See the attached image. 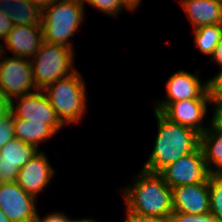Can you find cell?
Listing matches in <instances>:
<instances>
[{"mask_svg": "<svg viewBox=\"0 0 222 222\" xmlns=\"http://www.w3.org/2000/svg\"><path fill=\"white\" fill-rule=\"evenodd\" d=\"M154 115L158 121V134L149 159L142 169L160 173L168 165L195 151L200 146V134L170 121L159 111L154 110Z\"/></svg>", "mask_w": 222, "mask_h": 222, "instance_id": "cell-1", "label": "cell"}, {"mask_svg": "<svg viewBox=\"0 0 222 222\" xmlns=\"http://www.w3.org/2000/svg\"><path fill=\"white\" fill-rule=\"evenodd\" d=\"M134 183L121 188L126 214L143 216H170L173 213L172 188L159 173L140 171Z\"/></svg>", "mask_w": 222, "mask_h": 222, "instance_id": "cell-2", "label": "cell"}, {"mask_svg": "<svg viewBox=\"0 0 222 222\" xmlns=\"http://www.w3.org/2000/svg\"><path fill=\"white\" fill-rule=\"evenodd\" d=\"M84 6L77 0H52L42 10L43 40L73 49L70 37L84 21Z\"/></svg>", "mask_w": 222, "mask_h": 222, "instance_id": "cell-3", "label": "cell"}, {"mask_svg": "<svg viewBox=\"0 0 222 222\" xmlns=\"http://www.w3.org/2000/svg\"><path fill=\"white\" fill-rule=\"evenodd\" d=\"M86 85L77 70L48 85L45 93L58 118L65 125L78 123L87 109Z\"/></svg>", "mask_w": 222, "mask_h": 222, "instance_id": "cell-4", "label": "cell"}, {"mask_svg": "<svg viewBox=\"0 0 222 222\" xmlns=\"http://www.w3.org/2000/svg\"><path fill=\"white\" fill-rule=\"evenodd\" d=\"M74 53L73 49L66 46L43 41L36 55L30 60L37 90H43L57 80L74 73Z\"/></svg>", "mask_w": 222, "mask_h": 222, "instance_id": "cell-5", "label": "cell"}, {"mask_svg": "<svg viewBox=\"0 0 222 222\" xmlns=\"http://www.w3.org/2000/svg\"><path fill=\"white\" fill-rule=\"evenodd\" d=\"M5 54L6 49H4L1 44L0 59ZM0 88L3 90V93L9 102L18 97L32 94L37 91L33 79L31 61L29 59L15 56L1 59ZM30 90H32V92Z\"/></svg>", "mask_w": 222, "mask_h": 222, "instance_id": "cell-6", "label": "cell"}, {"mask_svg": "<svg viewBox=\"0 0 222 222\" xmlns=\"http://www.w3.org/2000/svg\"><path fill=\"white\" fill-rule=\"evenodd\" d=\"M159 174L170 188L209 182L211 175L200 146L165 167Z\"/></svg>", "mask_w": 222, "mask_h": 222, "instance_id": "cell-7", "label": "cell"}, {"mask_svg": "<svg viewBox=\"0 0 222 222\" xmlns=\"http://www.w3.org/2000/svg\"><path fill=\"white\" fill-rule=\"evenodd\" d=\"M208 104H212V99H185L158 102L154 110L161 112L170 121L191 128L201 135L208 129L203 126Z\"/></svg>", "mask_w": 222, "mask_h": 222, "instance_id": "cell-8", "label": "cell"}, {"mask_svg": "<svg viewBox=\"0 0 222 222\" xmlns=\"http://www.w3.org/2000/svg\"><path fill=\"white\" fill-rule=\"evenodd\" d=\"M17 102L15 103V101ZM16 104V105H15ZM10 112L16 117L30 122L48 124L56 133L65 126L42 90L24 95L10 102Z\"/></svg>", "mask_w": 222, "mask_h": 222, "instance_id": "cell-9", "label": "cell"}, {"mask_svg": "<svg viewBox=\"0 0 222 222\" xmlns=\"http://www.w3.org/2000/svg\"><path fill=\"white\" fill-rule=\"evenodd\" d=\"M36 200L16 182L0 183V209L11 222H34L38 214Z\"/></svg>", "mask_w": 222, "mask_h": 222, "instance_id": "cell-10", "label": "cell"}, {"mask_svg": "<svg viewBox=\"0 0 222 222\" xmlns=\"http://www.w3.org/2000/svg\"><path fill=\"white\" fill-rule=\"evenodd\" d=\"M39 149L17 138L0 149V183L16 182L20 168L31 160Z\"/></svg>", "mask_w": 222, "mask_h": 222, "instance_id": "cell-11", "label": "cell"}, {"mask_svg": "<svg viewBox=\"0 0 222 222\" xmlns=\"http://www.w3.org/2000/svg\"><path fill=\"white\" fill-rule=\"evenodd\" d=\"M54 174L55 170L50 165L47 156L39 151L20 168L16 183L23 191L37 198L36 196L48 187Z\"/></svg>", "mask_w": 222, "mask_h": 222, "instance_id": "cell-12", "label": "cell"}, {"mask_svg": "<svg viewBox=\"0 0 222 222\" xmlns=\"http://www.w3.org/2000/svg\"><path fill=\"white\" fill-rule=\"evenodd\" d=\"M198 75L180 70L172 74L166 82L167 96L159 102H176L185 99H212L209 80L202 84Z\"/></svg>", "mask_w": 222, "mask_h": 222, "instance_id": "cell-13", "label": "cell"}, {"mask_svg": "<svg viewBox=\"0 0 222 222\" xmlns=\"http://www.w3.org/2000/svg\"><path fill=\"white\" fill-rule=\"evenodd\" d=\"M173 212L199 215L210 212L208 182L172 188Z\"/></svg>", "mask_w": 222, "mask_h": 222, "instance_id": "cell-14", "label": "cell"}, {"mask_svg": "<svg viewBox=\"0 0 222 222\" xmlns=\"http://www.w3.org/2000/svg\"><path fill=\"white\" fill-rule=\"evenodd\" d=\"M43 31L41 25H14L4 40L6 49H9L15 57L31 60L43 43Z\"/></svg>", "mask_w": 222, "mask_h": 222, "instance_id": "cell-15", "label": "cell"}, {"mask_svg": "<svg viewBox=\"0 0 222 222\" xmlns=\"http://www.w3.org/2000/svg\"><path fill=\"white\" fill-rule=\"evenodd\" d=\"M180 2L194 29L222 24V4L218 0H181Z\"/></svg>", "mask_w": 222, "mask_h": 222, "instance_id": "cell-16", "label": "cell"}, {"mask_svg": "<svg viewBox=\"0 0 222 222\" xmlns=\"http://www.w3.org/2000/svg\"><path fill=\"white\" fill-rule=\"evenodd\" d=\"M210 122V127L200 135V147L210 173L222 175V128Z\"/></svg>", "mask_w": 222, "mask_h": 222, "instance_id": "cell-17", "label": "cell"}, {"mask_svg": "<svg viewBox=\"0 0 222 222\" xmlns=\"http://www.w3.org/2000/svg\"><path fill=\"white\" fill-rule=\"evenodd\" d=\"M0 10L8 14L13 25H41L42 10L26 0H0Z\"/></svg>", "mask_w": 222, "mask_h": 222, "instance_id": "cell-18", "label": "cell"}, {"mask_svg": "<svg viewBox=\"0 0 222 222\" xmlns=\"http://www.w3.org/2000/svg\"><path fill=\"white\" fill-rule=\"evenodd\" d=\"M15 138L36 146L39 149L41 142L50 139L57 133L46 123L30 122L29 120L16 118L13 115Z\"/></svg>", "mask_w": 222, "mask_h": 222, "instance_id": "cell-19", "label": "cell"}, {"mask_svg": "<svg viewBox=\"0 0 222 222\" xmlns=\"http://www.w3.org/2000/svg\"><path fill=\"white\" fill-rule=\"evenodd\" d=\"M194 43L202 54L213 55L222 35V24L207 25L194 29Z\"/></svg>", "mask_w": 222, "mask_h": 222, "instance_id": "cell-20", "label": "cell"}, {"mask_svg": "<svg viewBox=\"0 0 222 222\" xmlns=\"http://www.w3.org/2000/svg\"><path fill=\"white\" fill-rule=\"evenodd\" d=\"M210 213L222 222V175L211 174L209 177Z\"/></svg>", "mask_w": 222, "mask_h": 222, "instance_id": "cell-21", "label": "cell"}, {"mask_svg": "<svg viewBox=\"0 0 222 222\" xmlns=\"http://www.w3.org/2000/svg\"><path fill=\"white\" fill-rule=\"evenodd\" d=\"M89 4L115 18H117L118 13L122 11L123 8L133 12L136 10L127 0H92Z\"/></svg>", "mask_w": 222, "mask_h": 222, "instance_id": "cell-22", "label": "cell"}, {"mask_svg": "<svg viewBox=\"0 0 222 222\" xmlns=\"http://www.w3.org/2000/svg\"><path fill=\"white\" fill-rule=\"evenodd\" d=\"M15 138L14 135V121L13 114L9 111L1 120H0V149Z\"/></svg>", "mask_w": 222, "mask_h": 222, "instance_id": "cell-23", "label": "cell"}, {"mask_svg": "<svg viewBox=\"0 0 222 222\" xmlns=\"http://www.w3.org/2000/svg\"><path fill=\"white\" fill-rule=\"evenodd\" d=\"M170 218L172 222H219L210 212L199 215L173 212Z\"/></svg>", "mask_w": 222, "mask_h": 222, "instance_id": "cell-24", "label": "cell"}, {"mask_svg": "<svg viewBox=\"0 0 222 222\" xmlns=\"http://www.w3.org/2000/svg\"><path fill=\"white\" fill-rule=\"evenodd\" d=\"M126 222H172L170 216H143L126 214Z\"/></svg>", "mask_w": 222, "mask_h": 222, "instance_id": "cell-25", "label": "cell"}, {"mask_svg": "<svg viewBox=\"0 0 222 222\" xmlns=\"http://www.w3.org/2000/svg\"><path fill=\"white\" fill-rule=\"evenodd\" d=\"M211 97L212 105H215L211 121L217 123L222 118V92H211Z\"/></svg>", "mask_w": 222, "mask_h": 222, "instance_id": "cell-26", "label": "cell"}, {"mask_svg": "<svg viewBox=\"0 0 222 222\" xmlns=\"http://www.w3.org/2000/svg\"><path fill=\"white\" fill-rule=\"evenodd\" d=\"M13 23L11 18L8 16V14L3 13L0 10V39L5 40L6 37L8 36V33L10 30L13 28ZM1 45V42H0Z\"/></svg>", "mask_w": 222, "mask_h": 222, "instance_id": "cell-27", "label": "cell"}, {"mask_svg": "<svg viewBox=\"0 0 222 222\" xmlns=\"http://www.w3.org/2000/svg\"><path fill=\"white\" fill-rule=\"evenodd\" d=\"M34 222H72L70 218L64 215V213L61 212H51L49 215H47L45 218L43 217L42 219L40 216L37 214V217Z\"/></svg>", "mask_w": 222, "mask_h": 222, "instance_id": "cell-28", "label": "cell"}, {"mask_svg": "<svg viewBox=\"0 0 222 222\" xmlns=\"http://www.w3.org/2000/svg\"><path fill=\"white\" fill-rule=\"evenodd\" d=\"M210 92H222V69L209 79Z\"/></svg>", "mask_w": 222, "mask_h": 222, "instance_id": "cell-29", "label": "cell"}, {"mask_svg": "<svg viewBox=\"0 0 222 222\" xmlns=\"http://www.w3.org/2000/svg\"><path fill=\"white\" fill-rule=\"evenodd\" d=\"M10 111V102L0 88V120Z\"/></svg>", "mask_w": 222, "mask_h": 222, "instance_id": "cell-30", "label": "cell"}, {"mask_svg": "<svg viewBox=\"0 0 222 222\" xmlns=\"http://www.w3.org/2000/svg\"><path fill=\"white\" fill-rule=\"evenodd\" d=\"M211 57L218 65L222 66V35Z\"/></svg>", "mask_w": 222, "mask_h": 222, "instance_id": "cell-31", "label": "cell"}, {"mask_svg": "<svg viewBox=\"0 0 222 222\" xmlns=\"http://www.w3.org/2000/svg\"><path fill=\"white\" fill-rule=\"evenodd\" d=\"M30 4L36 5L38 8L43 10L45 6L50 2L49 0H26Z\"/></svg>", "mask_w": 222, "mask_h": 222, "instance_id": "cell-32", "label": "cell"}, {"mask_svg": "<svg viewBox=\"0 0 222 222\" xmlns=\"http://www.w3.org/2000/svg\"><path fill=\"white\" fill-rule=\"evenodd\" d=\"M136 10L138 6L140 7V3L142 0H127Z\"/></svg>", "mask_w": 222, "mask_h": 222, "instance_id": "cell-33", "label": "cell"}, {"mask_svg": "<svg viewBox=\"0 0 222 222\" xmlns=\"http://www.w3.org/2000/svg\"><path fill=\"white\" fill-rule=\"evenodd\" d=\"M0 222H11L1 209H0Z\"/></svg>", "mask_w": 222, "mask_h": 222, "instance_id": "cell-34", "label": "cell"}, {"mask_svg": "<svg viewBox=\"0 0 222 222\" xmlns=\"http://www.w3.org/2000/svg\"><path fill=\"white\" fill-rule=\"evenodd\" d=\"M72 222H95V220L91 218L89 219L86 218V219L72 220Z\"/></svg>", "mask_w": 222, "mask_h": 222, "instance_id": "cell-35", "label": "cell"}, {"mask_svg": "<svg viewBox=\"0 0 222 222\" xmlns=\"http://www.w3.org/2000/svg\"><path fill=\"white\" fill-rule=\"evenodd\" d=\"M82 6H85V2H87L88 4L92 1V0H77Z\"/></svg>", "mask_w": 222, "mask_h": 222, "instance_id": "cell-36", "label": "cell"}, {"mask_svg": "<svg viewBox=\"0 0 222 222\" xmlns=\"http://www.w3.org/2000/svg\"><path fill=\"white\" fill-rule=\"evenodd\" d=\"M217 124L222 128V118L217 122Z\"/></svg>", "mask_w": 222, "mask_h": 222, "instance_id": "cell-37", "label": "cell"}]
</instances>
